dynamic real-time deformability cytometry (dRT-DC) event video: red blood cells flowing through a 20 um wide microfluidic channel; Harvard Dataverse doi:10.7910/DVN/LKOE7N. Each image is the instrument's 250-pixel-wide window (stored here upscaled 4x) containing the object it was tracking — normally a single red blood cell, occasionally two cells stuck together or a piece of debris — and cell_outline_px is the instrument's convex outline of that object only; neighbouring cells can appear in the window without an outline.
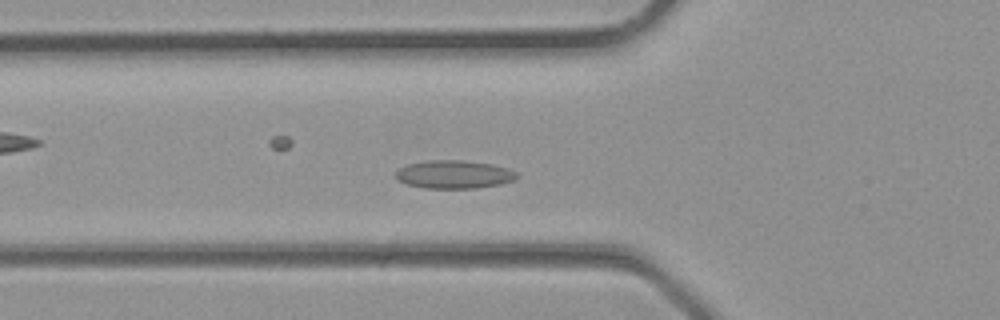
{"species": "common noctule bat (a hibernating species)", "species_latin": "Nyctalus noctula", "temperature_condition": "room temperature", "stored_images_in_passage": 32, "camera_frame_rate_fps": 3000, "um_per_image_px": 0.085, "animal": {"sex": "male", "body_mass_g": 23.1, "forearm_length_mm": 52.7}, "frame": {"image": 1, "passage_image": 8, "time_ms": 2.333, "image_size_px": [1000, 320], "cell_outline_px": [[520, 176], [512, 180], [500, 184], [476, 188], [424, 188], [408, 184], [400, 180], [396, 176], [396, 172], [400, 168], [408, 164], [428, 160], [464, 160], [492, 164], [508, 168], [516, 172]], "centroid_in_image_um": [38.63, 14.82], "position_along_channel_um": 87.2, "area_um2": 19.77}}
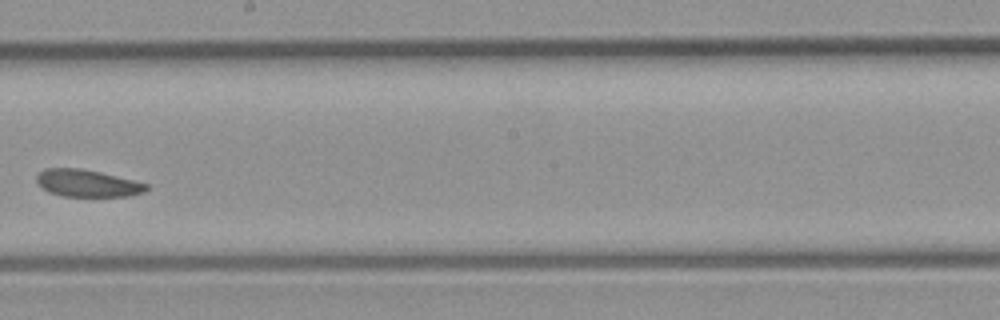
{"frame": {"image": 2, "passage_image": 16, "time_ms": 5.0, "image_size_px": [1000, 320], "cell_outline_px": [[148, 188], [144, 192], [128, 196], [60, 196], [48, 192], [36, 180], [36, 176], [44, 168], [80, 168], [100, 172], [148, 184]], "centroid_in_image_um": [7.4, 15.57], "position_along_channel_um": 240.8, "area_um2": 17.22}}
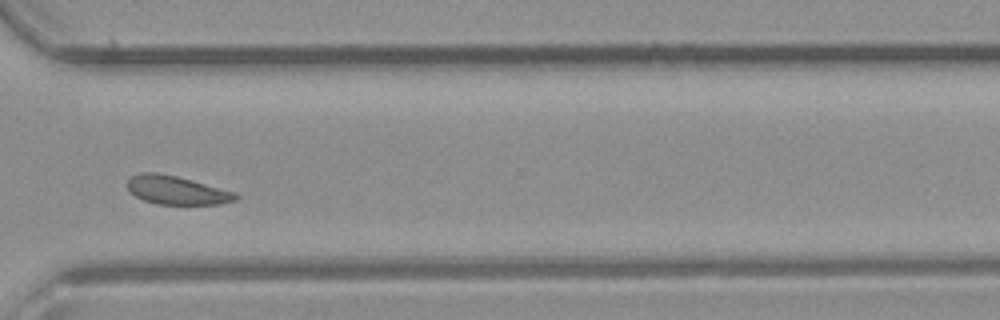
{"frame": {"image": 3, "passage_image": 22, "time_ms": 7.0, "image_size_px": [1000, 320], "cell_outline_px": [[240, 196], [236, 200], [220, 204], [160, 204], [144, 200], [136, 196], [128, 188], [128, 180], [132, 176], [140, 172], [156, 172], [176, 176], [236, 192]], "centroid_in_image_um": [15.05, 16.16], "position_along_channel_um": 355.6, "area_um2": 17.8}}